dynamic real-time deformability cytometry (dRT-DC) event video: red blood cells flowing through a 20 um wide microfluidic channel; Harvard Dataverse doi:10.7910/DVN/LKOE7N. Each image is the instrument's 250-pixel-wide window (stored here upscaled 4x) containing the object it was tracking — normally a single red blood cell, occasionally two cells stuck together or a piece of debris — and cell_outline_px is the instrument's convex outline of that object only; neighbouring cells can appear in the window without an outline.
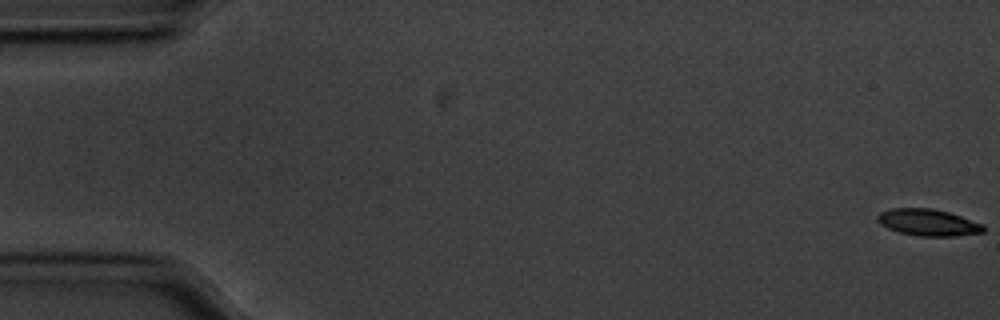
{"species": "common noctule bat (a hibernating species)", "species_latin": "Nyctalus noctula", "temperature_condition": "cold", "stored_images_in_passage": 57, "camera_frame_rate_fps": 3000, "um_per_image_px": 0.085, "animal": {"sex": "male", "body_mass_g": 20.1, "forearm_length_mm": 53.5}, "frame": {"image": 1, "passage_image": 1, "time_ms": 0.0, "image_size_px": [1000, 320], "cell_outline_px": [[984, 232], [956, 236], [920, 236], [900, 232], [888, 228], [880, 224], [876, 220], [876, 216], [880, 212], [892, 208], [932, 208], [948, 212], [984, 224]], "centroid_in_image_um": [78.88, 18.9], "position_along_channel_um": 6.1, "area_um2": 16.47}}
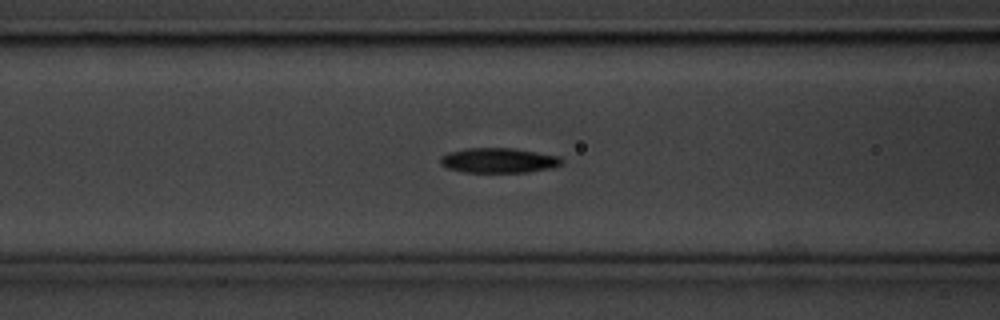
{"frame": {"image": 2, "passage_image": 23, "time_ms": 7.333, "image_size_px": [1000, 320], "cell_outline_px": [[564, 160], [560, 164], [548, 168], [528, 172], [464, 172], [448, 168], [440, 164], [440, 156], [448, 152], [468, 148], [512, 148], [560, 156]], "centroid_in_image_um": [42.35, 13.63], "position_along_channel_um": 124.3, "area_um2": 17.51}}
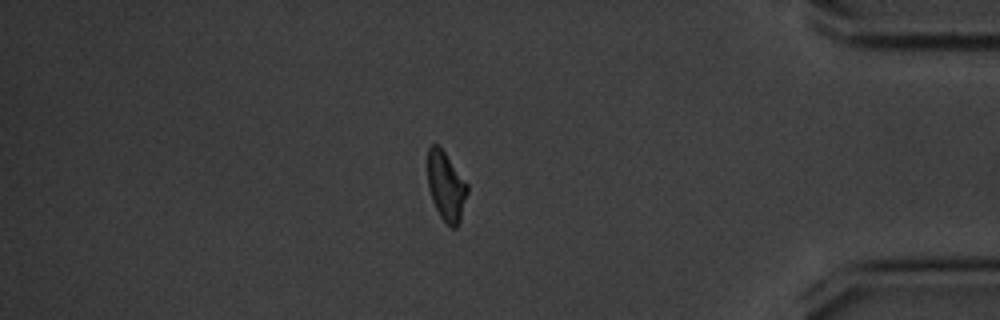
{"frame": {"image": 3, "passage_image": 49, "time_ms": 16.0, "image_size_px": [1000, 320], "cell_outline_px": [[468, 192], [460, 220], [456, 228], [452, 228], [440, 216], [432, 200], [428, 188], [428, 148], [432, 144], [436, 144], [444, 152], [468, 184]], "centroid_in_image_um": [37.92, 15.84], "position_along_channel_um": 397.3, "area_um2": 15.78}, "authors_computed_cell_mechanics": {"area_um2": 17.051, "velocity_mm_per_s": 3.5414, "shape_relaxation_time_tau1_ms": 4.7933, "shape_relaxation_time_tau2_ms": 9.0756, "deformation_change_tau1": 0.1407, "deformation_change_tau2": 0.1685}}